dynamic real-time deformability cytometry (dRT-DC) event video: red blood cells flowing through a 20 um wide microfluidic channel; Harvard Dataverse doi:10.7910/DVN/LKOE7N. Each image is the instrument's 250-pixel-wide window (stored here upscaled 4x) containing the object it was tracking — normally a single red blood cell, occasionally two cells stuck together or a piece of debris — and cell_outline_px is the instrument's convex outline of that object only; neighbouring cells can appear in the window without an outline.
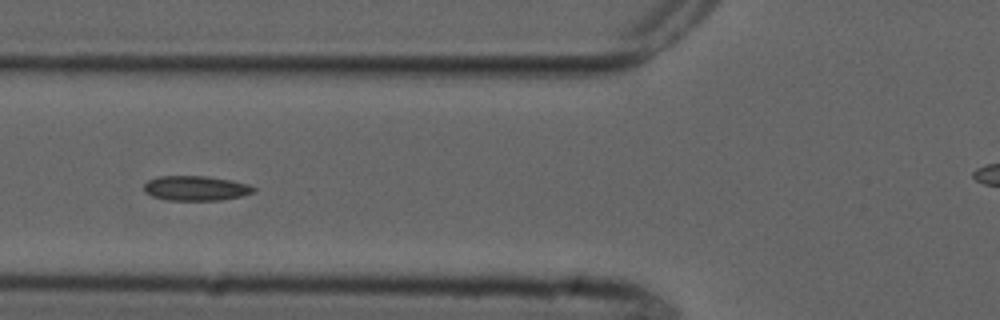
{"species": "common noctule bat (a hibernating species)", "species_latin": "Nyctalus noctula", "temperature_condition": "cold", "stored_images_in_passage": 10, "camera_frame_rate_fps": 3000, "um_per_image_px": 0.085, "animal": {"sex": "male", "forearm_length_mm": 52.5}, "frame": {"image": 1, "passage_image": 6, "time_ms": 6.667, "image_size_px": [1000, 320], "cell_outline_px": [[256, 192], [244, 196], [220, 200], [168, 200], [152, 196], [144, 192], [144, 184], [148, 180], [156, 176], [208, 176], [232, 180], [248, 184], [256, 188]], "centroid_in_image_um": [16.67, 15.99], "position_along_channel_um": 109.1, "area_um2": 16.07}}
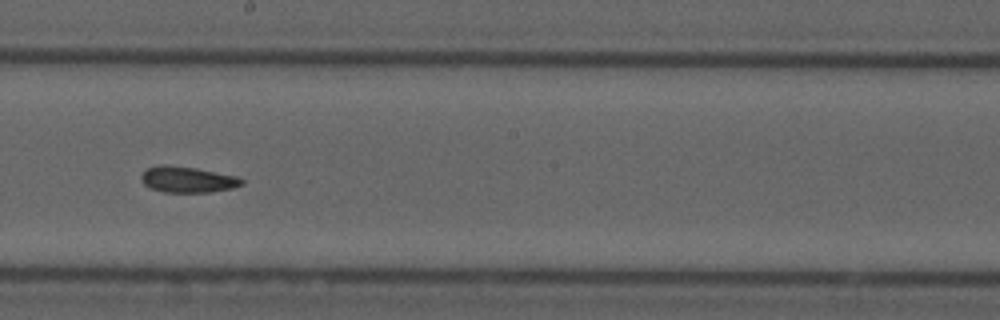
{"frame": {"image": 2, "passage_image": 9, "time_ms": 10.0, "image_size_px": [1000, 320], "cell_outline_px": [[244, 184], [232, 188], [212, 192], [164, 192], [152, 188], [144, 184], [140, 180], [140, 176], [148, 168], [160, 164], [164, 164], [196, 168], [236, 176], [244, 180]], "centroid_in_image_um": [15.94, 15.26], "position_along_channel_um": 232.3, "area_um2": 15.2}}
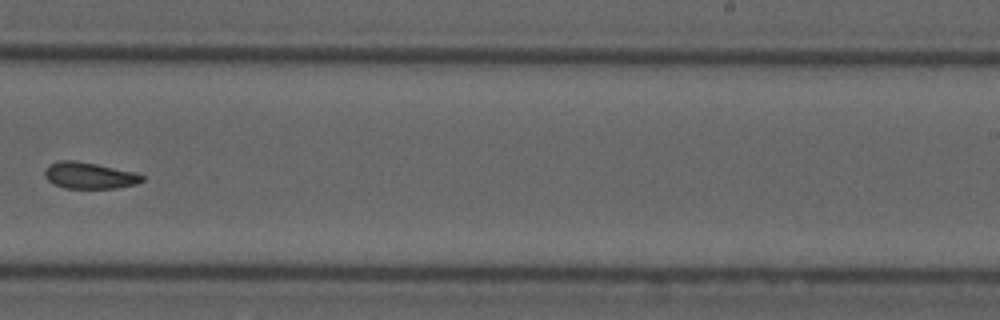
{"frame": {"image": 3, "passage_image": 10, "time_ms": 11.333, "image_size_px": [1000, 320], "cell_outline_px": [[144, 180], [136, 184], [116, 188], [64, 188], [52, 184], [44, 176], [44, 172], [48, 164], [60, 160], [72, 160], [96, 164], [136, 172], [144, 176]], "centroid_in_image_um": [7.58, 14.92], "position_along_channel_um": 281.4, "area_um2": 15.09}}